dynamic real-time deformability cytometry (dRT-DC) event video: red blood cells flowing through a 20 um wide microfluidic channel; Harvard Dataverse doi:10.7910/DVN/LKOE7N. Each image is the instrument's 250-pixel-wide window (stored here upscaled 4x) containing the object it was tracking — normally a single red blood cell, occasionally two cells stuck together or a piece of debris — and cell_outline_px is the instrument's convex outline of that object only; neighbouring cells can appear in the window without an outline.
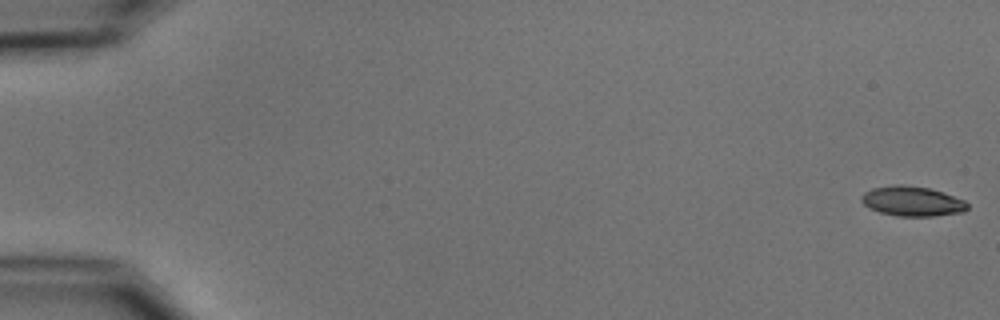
{"species": "common noctule bat (a hibernating species)", "species_latin": "Nyctalus noctula", "temperature_condition": "cold", "stored_images_in_passage": 18, "camera_frame_rate_fps": 3000, "um_per_image_px": 0.085, "animal": {"sex": "male", "body_mass_g": 15.6}, "frame": {"image": 1, "passage_image": 1, "time_ms": 0.0, "image_size_px": [1000, 320], "cell_outline_px": [[968, 208], [964, 212], [932, 216], [896, 216], [880, 212], [868, 208], [860, 200], [860, 196], [864, 192], [872, 188], [900, 184], [928, 188], [964, 200], [968, 204]], "centroid_in_image_um": [77.5, 17.11], "position_along_channel_um": 7.5, "area_um2": 18.32}}
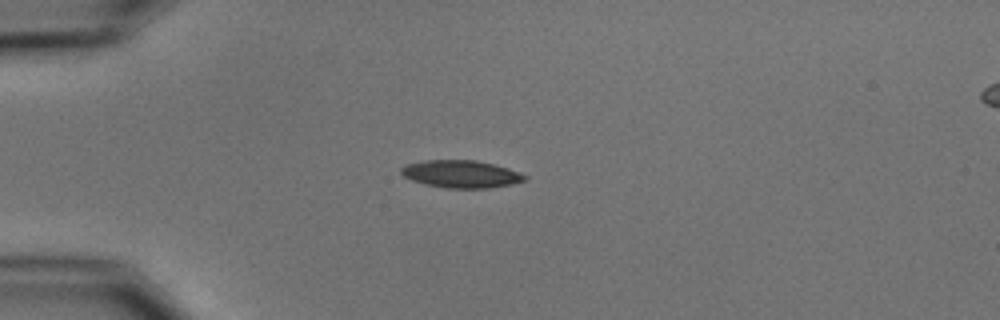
{"frame": {"image": 2, "passage_image": 15, "time_ms": 4.667, "image_size_px": [1000, 320], "cell_outline_px": [[528, 176], [524, 180], [512, 184], [492, 188], [448, 188], [424, 184], [412, 180], [404, 176], [400, 172], [400, 168], [404, 164], [424, 160], [476, 160], [508, 168], [520, 172]], "centroid_in_image_um": [39.17, 14.79], "position_along_channel_um": 45.8, "area_um2": 19.88}}